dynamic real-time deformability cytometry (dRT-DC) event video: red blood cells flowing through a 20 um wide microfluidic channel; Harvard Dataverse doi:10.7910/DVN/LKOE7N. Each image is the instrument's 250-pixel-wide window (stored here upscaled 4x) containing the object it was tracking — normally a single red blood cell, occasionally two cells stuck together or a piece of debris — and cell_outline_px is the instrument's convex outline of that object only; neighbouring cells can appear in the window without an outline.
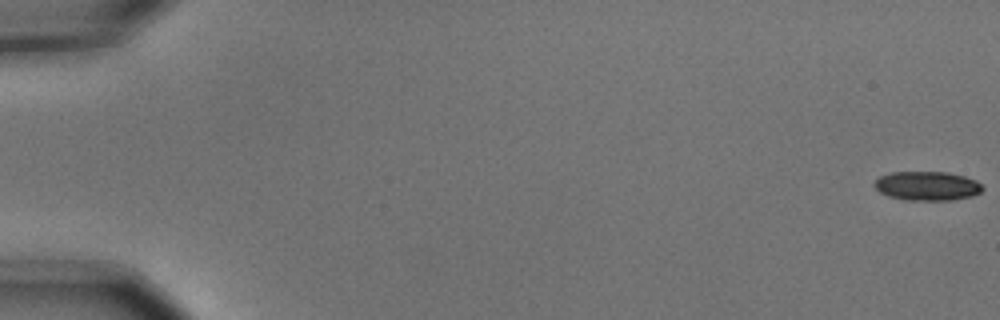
{"species": "common noctule bat (a hibernating species)", "species_latin": "Nyctalus noctula", "temperature_condition": "cold", "stored_images_in_passage": 3, "camera_frame_rate_fps": 3000, "um_per_image_px": 0.085, "animal": {"sex": "male", "body_mass_g": 15.6}, "frame": {"image": 1, "passage_image": 1, "time_ms": 0.0, "image_size_px": [1000, 320], "cell_outline_px": [[984, 188], [980, 192], [972, 196], [952, 200], [904, 200], [888, 196], [880, 192], [872, 184], [880, 176], [892, 172], [948, 172], [964, 176], [976, 180]], "centroid_in_image_um": [78.8, 15.8], "position_along_channel_um": 6.2, "area_um2": 18.38}}